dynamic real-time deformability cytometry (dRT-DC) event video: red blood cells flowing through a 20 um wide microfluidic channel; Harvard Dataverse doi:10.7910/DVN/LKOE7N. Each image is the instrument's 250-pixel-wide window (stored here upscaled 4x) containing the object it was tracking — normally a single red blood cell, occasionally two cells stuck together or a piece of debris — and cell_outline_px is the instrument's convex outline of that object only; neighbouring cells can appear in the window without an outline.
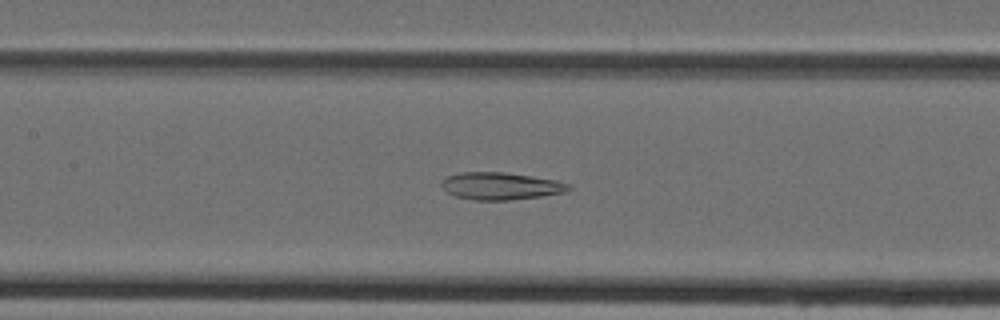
{"species": "Egyptian fruit bat (a non-hibernating species)", "species_latin": "Rousettus aegyptiacus", "temperature_condition": "cold", "stored_images_in_passage": 47, "camera_frame_rate_fps": 3000, "um_per_image_px": 0.085, "animal": {"sex": "female"}, "frame": {"image": 1, "passage_image": 22, "time_ms": 7.0, "image_size_px": [1000, 320], "cell_outline_px": [[572, 188], [568, 192], [540, 196], [508, 200], [476, 200], [456, 196], [448, 192], [440, 184], [448, 176], [460, 172], [504, 172], [532, 176], [556, 180], [572, 184]], "centroid_in_image_um": [42.62, 15.81], "position_along_channel_um": 164.8, "area_um2": 20.17}}
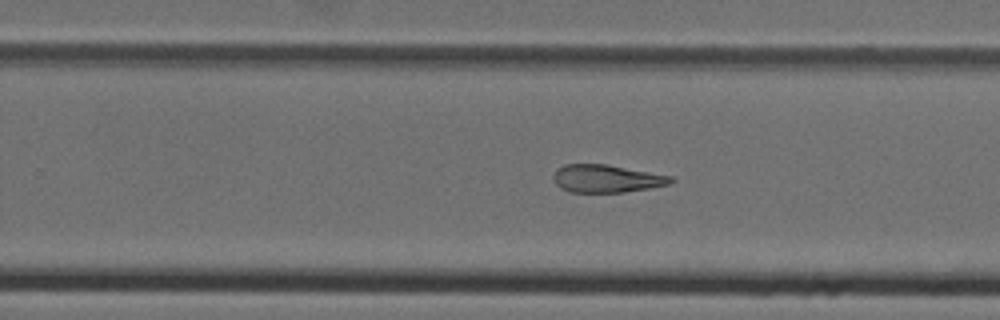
{"frame": {"image": 2, "passage_image": 30, "time_ms": 9.667, "image_size_px": [1000, 320], "cell_outline_px": [[676, 180], [668, 184], [648, 188], [624, 192], [568, 192], [560, 188], [556, 184], [552, 176], [564, 164], [608, 164], [672, 176]], "centroid_in_image_um": [51.56, 15.18], "position_along_channel_um": 278.2, "area_um2": 18.96}}
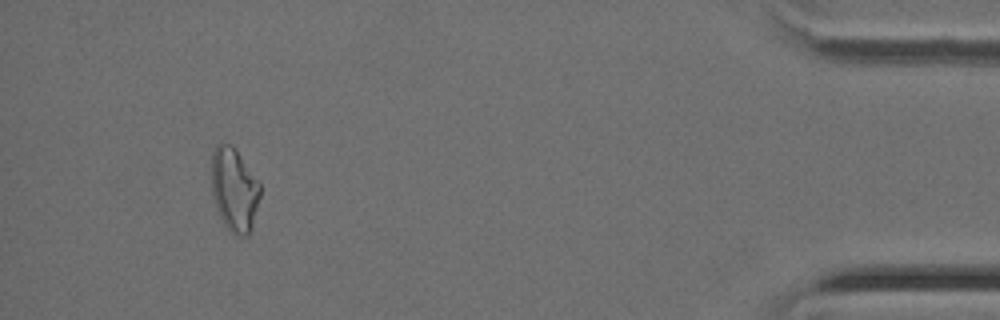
{"frame": {"image": 3, "passage_image": 44, "time_ms": 14.333, "image_size_px": [1000, 320], "cell_outline_px": [[260, 196], [252, 228], [248, 236], [236, 236], [224, 224], [216, 208], [212, 196], [212, 152], [216, 144], [232, 144], [260, 184]], "centroid_in_image_um": [19.91, 16.14], "position_along_channel_um": 415.3, "area_um2": 23.58}}